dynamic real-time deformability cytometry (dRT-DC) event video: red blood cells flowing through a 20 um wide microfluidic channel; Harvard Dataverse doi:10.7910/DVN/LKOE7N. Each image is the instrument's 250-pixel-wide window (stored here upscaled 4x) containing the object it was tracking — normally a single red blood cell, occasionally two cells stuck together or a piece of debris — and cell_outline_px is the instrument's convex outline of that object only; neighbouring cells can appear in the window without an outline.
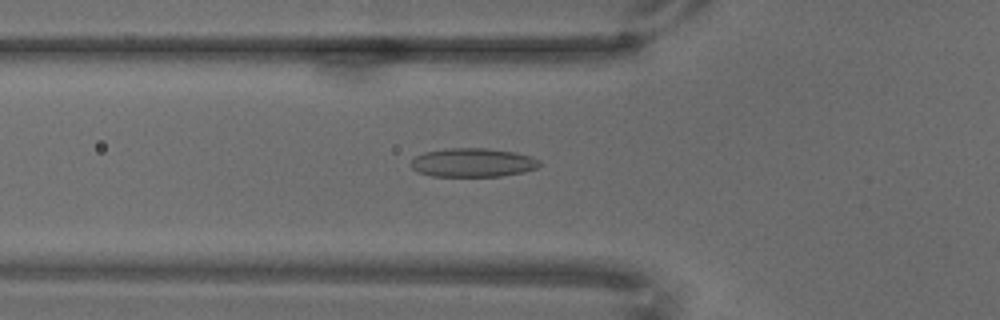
{"species": "common noctule bat (a hibernating species)", "species_latin": "Nyctalus noctula", "temperature_condition": "warm", "stored_images_in_passage": 68, "camera_frame_rate_fps": 3000, "um_per_image_px": 0.085, "animal": {"sex": "male", "body_mass_g": 18.8}, "frame": {"image": 1, "passage_image": 24, "time_ms": 7.667, "image_size_px": [1000, 320], "cell_outline_px": [[540, 164], [536, 168], [524, 172], [500, 176], [432, 176], [416, 172], [412, 168], [412, 160], [416, 156], [424, 152], [448, 148], [488, 148], [516, 152], [532, 156], [540, 160]], "centroid_in_image_um": [40.2, 13.81], "position_along_channel_um": 85.6, "area_um2": 21.68}}
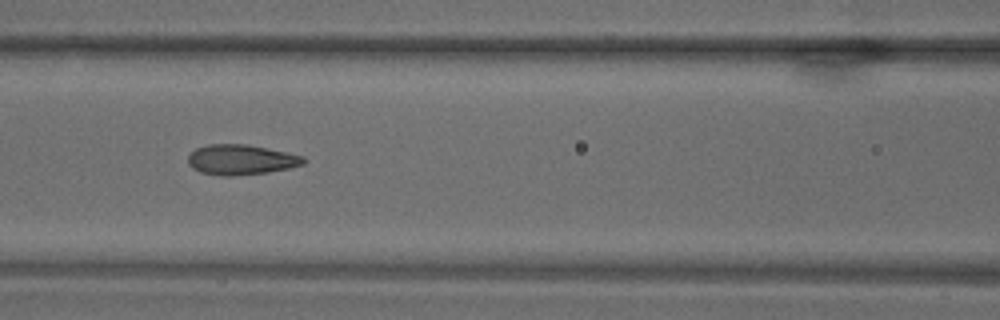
{"frame": {"image": 2, "passage_image": 30, "time_ms": 9.667, "image_size_px": [1000, 320], "cell_outline_px": [[308, 160], [304, 164], [288, 168], [268, 172], [232, 176], [220, 176], [200, 172], [192, 168], [188, 164], [188, 156], [196, 148], [208, 144], [248, 144], [304, 156]], "centroid_in_image_um": [20.48, 13.57], "position_along_channel_um": 146.1, "area_um2": 20.4}}
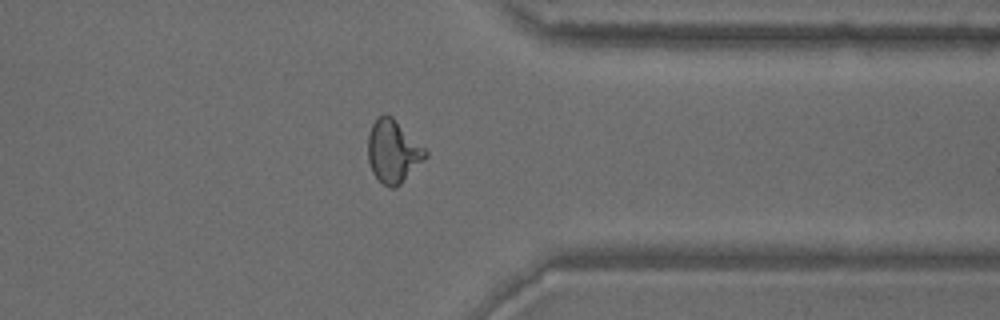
{"frame": {"image": 3, "passage_image": 54, "time_ms": 17.667, "image_size_px": [1000, 320], "cell_outline_px": [[428, 156], [396, 188], [388, 188], [372, 172], [368, 160], [368, 136], [372, 124], [380, 116], [392, 116], [428, 152]], "centroid_in_image_um": [33.41, 12.89], "position_along_channel_um": 378.0, "area_um2": 20.63}}